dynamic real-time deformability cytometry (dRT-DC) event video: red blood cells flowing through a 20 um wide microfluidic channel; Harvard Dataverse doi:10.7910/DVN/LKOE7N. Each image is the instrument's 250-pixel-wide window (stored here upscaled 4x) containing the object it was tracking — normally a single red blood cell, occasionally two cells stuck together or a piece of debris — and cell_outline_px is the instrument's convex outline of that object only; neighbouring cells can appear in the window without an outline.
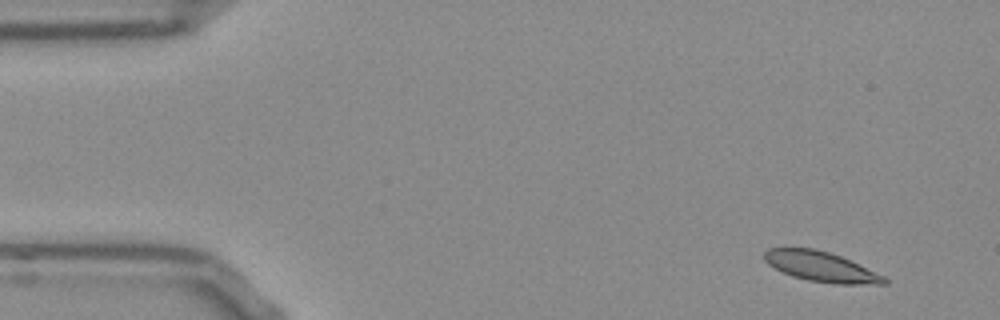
{"species": "Egyptian fruit bat (a non-hibernating species)", "species_latin": "Rousettus aegyptiacus", "temperature_condition": "room temperature", "stored_images_in_passage": 50, "camera_frame_rate_fps": 3000, "um_per_image_px": 0.085, "frame": {"image": 1, "passage_image": 1, "time_ms": 0.0, "image_size_px": [1000, 320], "cell_outline_px": [[888, 284], [836, 284], [808, 280], [792, 276], [768, 264], [764, 260], [764, 252], [768, 248], [812, 248], [828, 252], [840, 256], [884, 276], [888, 280]], "centroid_in_image_um": [69.78, 22.67], "position_along_channel_um": 15.2, "area_um2": 20.69}}
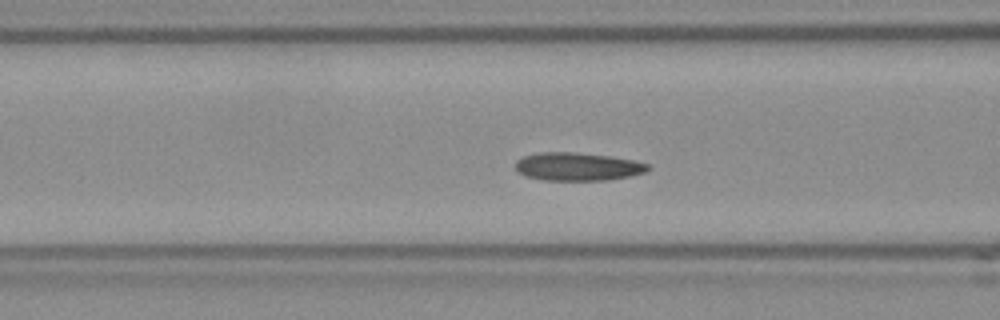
{"frame": {"image": 2, "passage_image": 17, "time_ms": 5.333, "image_size_px": [1000, 320], "cell_outline_px": [[652, 168], [644, 172], [632, 176], [608, 180], [544, 180], [524, 176], [516, 168], [516, 160], [524, 156], [540, 152], [576, 152], [608, 156], [632, 160], [648, 164]], "centroid_in_image_um": [49.11, 14.16], "position_along_channel_um": 117.5, "area_um2": 21.68}}
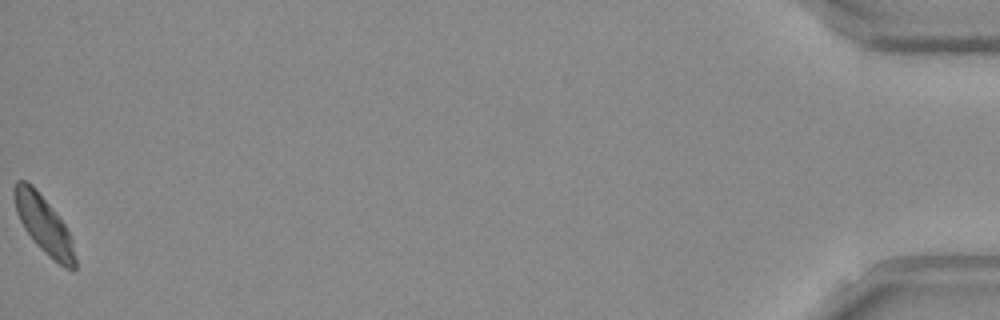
{"frame": {"image": 3, "passage_image": 50, "time_ms": 16.333, "image_size_px": [1000, 320], "cell_outline_px": [[76, 268], [64, 268], [48, 256], [32, 240], [24, 228], [16, 212], [16, 180], [24, 180], [32, 184], [64, 224], [72, 240], [76, 260]], "centroid_in_image_um": [3.75, 19.15], "position_along_channel_um": 431.5, "area_um2": 19.71}, "authors_computed_cell_mechanics": {"area_um2": 20.9236, "velocity_mm_per_s": 3.8037, "shape_relaxation_time_tau1_ms": null, "shape_relaxation_time_tau2_ms": 3.002, "deformation_change_tau1": null, "deformation_change_tau2": 0.0633}}